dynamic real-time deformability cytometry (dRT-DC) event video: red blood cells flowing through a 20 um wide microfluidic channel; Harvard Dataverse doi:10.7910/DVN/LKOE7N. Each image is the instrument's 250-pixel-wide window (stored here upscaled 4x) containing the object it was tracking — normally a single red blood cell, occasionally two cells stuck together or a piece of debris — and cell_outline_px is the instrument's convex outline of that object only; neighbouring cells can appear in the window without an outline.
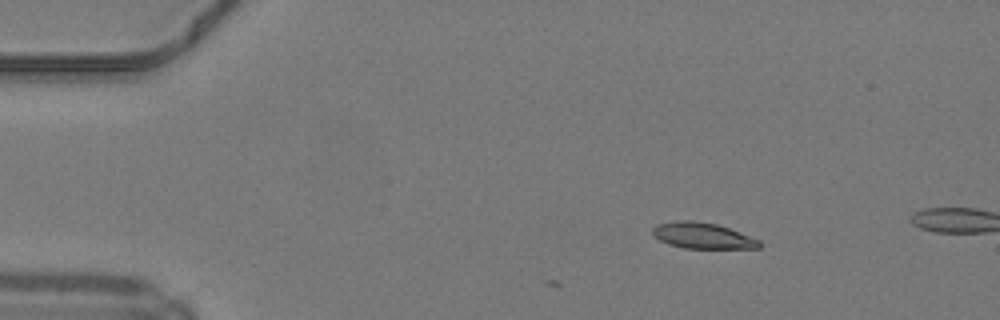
{"species": "common noctule bat (a hibernating species)", "species_latin": "Nyctalus noctula", "temperature_condition": "warm", "stored_images_in_passage": 5, "camera_frame_rate_fps": 3000, "um_per_image_px": 0.085, "animal": {"sex": "male", "body_mass_g": 19.2, "forearm_length_mm": 51.8}, "frame": {"image": 1, "passage_image": 5, "time_ms": 1.333, "image_size_px": [1000, 320], "cell_outline_px": [[760, 248], [684, 248], [668, 244], [652, 236], [652, 228], [656, 224], [676, 220], [692, 220], [716, 224], [728, 228], [760, 240]], "centroid_in_image_um": [59.66, 20.02], "position_along_channel_um": 25.3, "area_um2": 16.13}}